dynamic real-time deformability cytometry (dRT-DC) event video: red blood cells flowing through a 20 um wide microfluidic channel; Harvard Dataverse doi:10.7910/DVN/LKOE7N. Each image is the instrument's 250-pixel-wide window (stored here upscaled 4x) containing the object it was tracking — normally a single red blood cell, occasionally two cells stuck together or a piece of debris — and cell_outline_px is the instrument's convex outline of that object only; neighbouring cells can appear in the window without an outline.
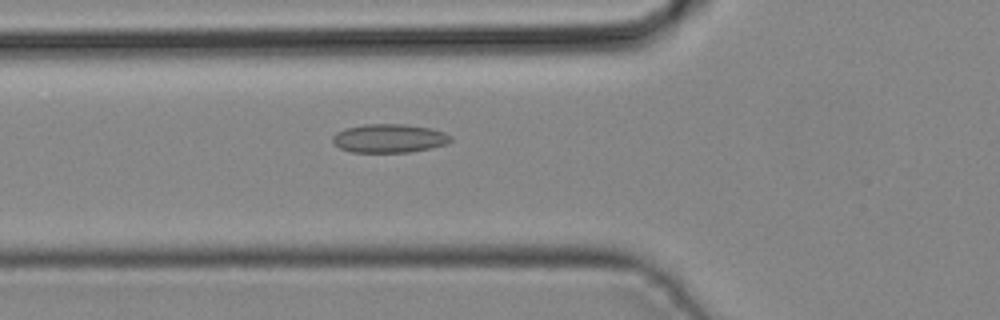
{"species": "common noctule bat (a hibernating species)", "species_latin": "Nyctalus noctula", "temperature_condition": "cold", "stored_images_in_passage": 40, "camera_frame_rate_fps": 3000, "um_per_image_px": 0.085, "animal": {"sex": "male", "body_mass_g": 19.2, "forearm_length_mm": 51.8}, "frame": {"image": 1, "passage_image": 13, "time_ms": 4.0, "image_size_px": [1000, 320], "cell_outline_px": [[452, 140], [448, 144], [432, 148], [408, 152], [352, 152], [340, 148], [332, 140], [332, 136], [336, 132], [344, 128], [364, 124], [404, 124], [428, 128], [444, 132], [452, 136]], "centroid_in_image_um": [33.09, 11.76], "position_along_channel_um": 92.7, "area_um2": 19.77}}
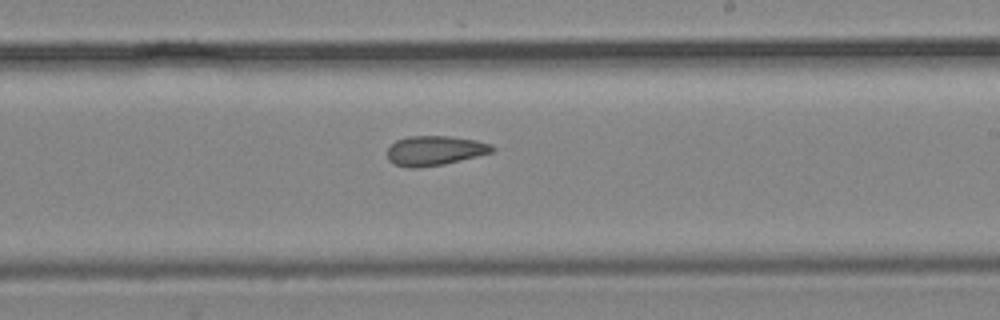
{"frame": {"image": 2, "passage_image": 23, "time_ms": 7.333, "image_size_px": [1000, 320], "cell_outline_px": [[496, 148], [492, 152], [444, 164], [416, 168], [408, 168], [396, 164], [388, 160], [388, 148], [396, 140], [408, 136], [448, 136], [476, 140], [492, 144]], "centroid_in_image_um": [36.96, 12.79], "position_along_channel_um": 252.0, "area_um2": 18.03}}
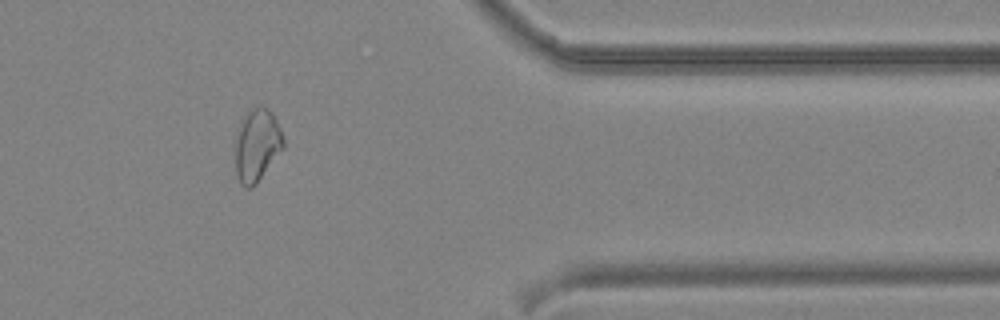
{"frame": {"image": 3, "passage_image": 33, "time_ms": 10.667, "image_size_px": [1000, 320], "cell_outline_px": [[284, 148], [256, 184], [252, 188], [244, 188], [240, 184], [236, 176], [232, 144], [240, 120], [244, 112], [252, 108], [268, 108], [272, 112], [280, 128], [284, 140]], "centroid_in_image_um": [21.77, 12.36], "position_along_channel_um": 389.6, "area_um2": 21.21}}